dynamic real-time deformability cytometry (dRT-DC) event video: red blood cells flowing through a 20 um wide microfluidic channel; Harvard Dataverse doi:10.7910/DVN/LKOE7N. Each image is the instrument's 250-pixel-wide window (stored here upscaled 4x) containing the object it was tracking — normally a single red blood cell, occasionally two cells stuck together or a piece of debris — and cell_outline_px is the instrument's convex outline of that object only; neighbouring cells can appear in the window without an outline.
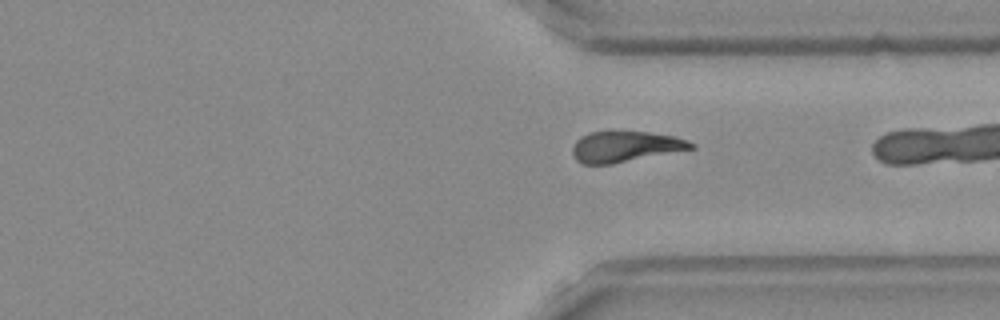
{"species": "Egyptian fruit bat (a non-hibernating species)", "species_latin": "Rousettus aegyptiacus", "temperature_condition": "room temperature", "stored_images_in_passage": 36, "camera_frame_rate_fps": 3000, "um_per_image_px": 0.085, "frame": {"image": 1, "passage_image": 35, "time_ms": 11.333, "image_size_px": [1000, 320], "cell_outline_px": [[696, 148], [612, 164], [584, 164], [576, 160], [572, 152], [572, 148], [576, 140], [580, 136], [588, 132], [648, 132], [676, 136], [688, 140], [696, 144]], "centroid_in_image_um": [53.17, 12.46], "position_along_channel_um": 358.2, "area_um2": 21.33}}